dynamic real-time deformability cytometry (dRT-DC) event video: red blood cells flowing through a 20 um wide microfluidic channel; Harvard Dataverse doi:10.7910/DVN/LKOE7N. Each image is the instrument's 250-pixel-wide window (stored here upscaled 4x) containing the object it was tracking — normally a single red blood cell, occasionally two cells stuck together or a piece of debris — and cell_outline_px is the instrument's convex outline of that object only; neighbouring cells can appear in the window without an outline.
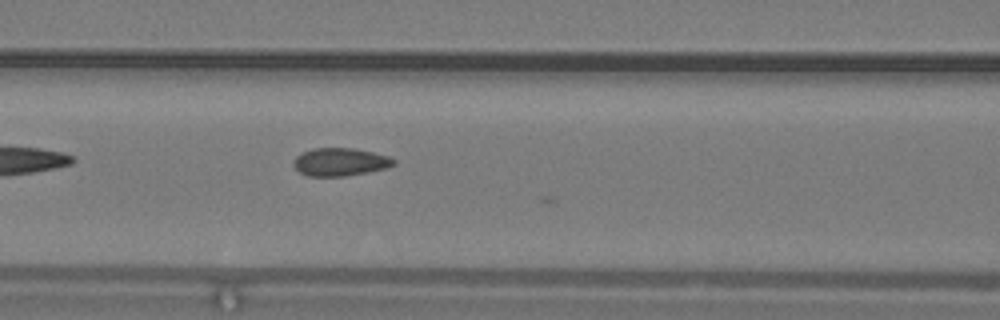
{"species": "common noctule bat (a hibernating species)", "species_latin": "Nyctalus noctula", "temperature_condition": "warm", "stored_images_in_passage": 7, "camera_frame_rate_fps": 3000, "um_per_image_px": 0.085, "animal": {"sex": "male", "body_mass_g": 19.2, "forearm_length_mm": 51.8}, "frame": {"image": 1, "passage_image": 4, "time_ms": 1.0, "image_size_px": [1000, 320], "cell_outline_px": [[396, 164], [388, 168], [368, 172], [344, 176], [308, 176], [300, 172], [292, 164], [296, 156], [312, 148], [352, 148], [372, 152], [388, 156], [396, 160]], "centroid_in_image_um": [28.93, 13.77], "position_along_channel_um": 137.7, "area_um2": 16.3}}